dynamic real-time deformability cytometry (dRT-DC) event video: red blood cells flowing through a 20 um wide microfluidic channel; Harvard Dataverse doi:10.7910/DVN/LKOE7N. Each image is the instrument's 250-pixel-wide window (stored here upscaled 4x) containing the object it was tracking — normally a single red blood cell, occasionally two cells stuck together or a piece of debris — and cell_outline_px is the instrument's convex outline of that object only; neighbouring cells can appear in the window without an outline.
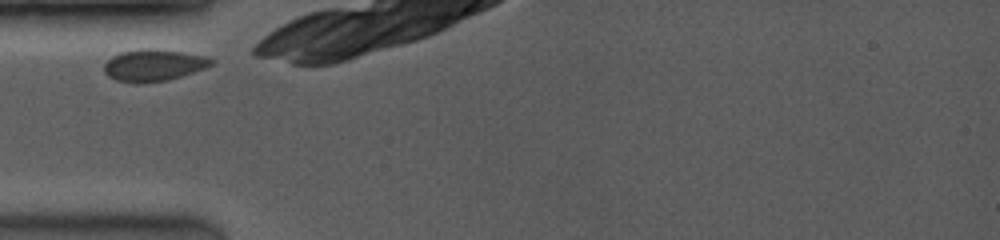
{"species": "common noctule bat (a hibernating species)", "species_latin": "Nyctalus noctula", "temperature_condition": "room temperature", "stored_images_in_passage": 5, "camera_frame_rate_fps": 3500, "um_per_image_px": 0.085, "animal": {"sex": "female", "body_mass_g": 19.0, "forearm_length_mm": 53.3}, "frame": {"image": 1, "passage_image": 1, "time_ms": 0.0, "image_size_px": [1000, 240], "cell_outline_px": [[216, 60], [212, 64], [204, 68], [168, 80], [136, 84], [116, 80], [108, 76], [104, 72], [104, 64], [112, 56], [120, 52], [136, 48], [156, 48], [204, 56]], "centroid_in_image_um": [13.0, 5.53], "position_along_channel_um": 72.0, "area_um2": 19.94}}